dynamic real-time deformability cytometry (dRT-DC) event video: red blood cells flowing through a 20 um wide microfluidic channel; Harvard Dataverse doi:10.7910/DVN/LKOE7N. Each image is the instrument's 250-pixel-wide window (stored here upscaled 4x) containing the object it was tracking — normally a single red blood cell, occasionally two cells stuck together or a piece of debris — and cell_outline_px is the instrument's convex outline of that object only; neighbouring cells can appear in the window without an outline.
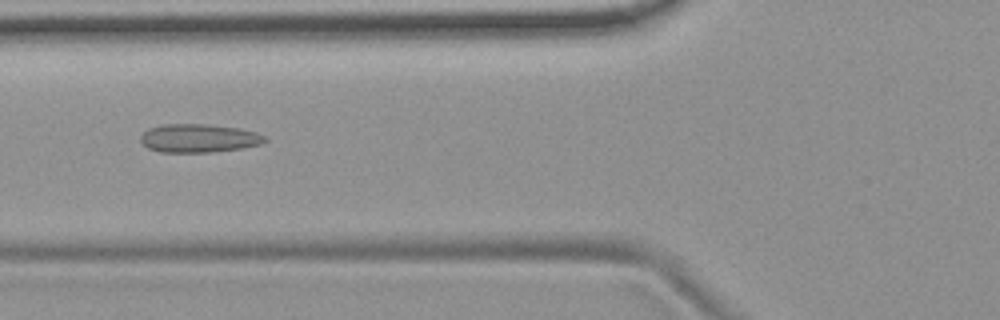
{"species": "common noctule bat (a hibernating species)", "species_latin": "Nyctalus noctula", "temperature_condition": "room temperature", "stored_images_in_passage": 42, "camera_frame_rate_fps": 3000, "um_per_image_px": 0.085, "animal": {"sex": "female", "body_mass_g": 19.9}, "frame": {"image": 1, "passage_image": 12, "time_ms": 3.667, "image_size_px": [1000, 320], "cell_outline_px": [[268, 140], [260, 144], [240, 148], [212, 152], [160, 152], [148, 148], [140, 140], [140, 136], [148, 128], [160, 124], [204, 124], [240, 128], [256, 132], [264, 136]], "centroid_in_image_um": [16.87, 11.74], "position_along_channel_um": 108.9, "area_um2": 20.58}}
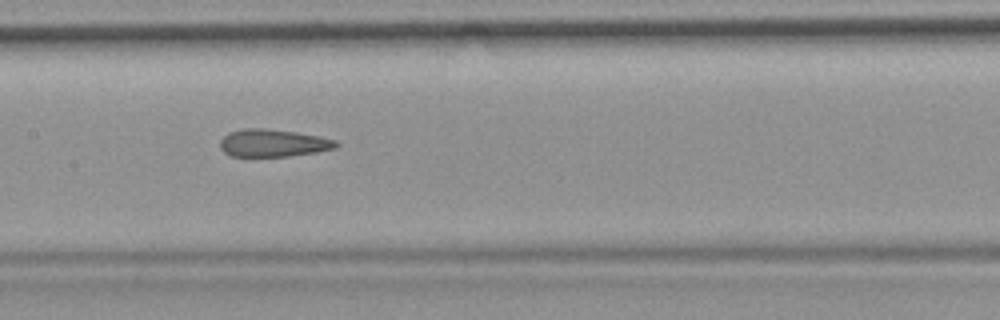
{"frame": {"image": 2, "passage_image": 18, "time_ms": 5.667, "image_size_px": [1000, 320], "cell_outline_px": [[340, 144], [336, 148], [316, 152], [288, 156], [232, 156], [224, 152], [220, 148], [220, 140], [228, 132], [244, 128], [264, 128], [296, 132], [320, 136], [336, 140]], "centroid_in_image_um": [23.22, 12.15], "position_along_channel_um": 184.2, "area_um2": 18.67}}
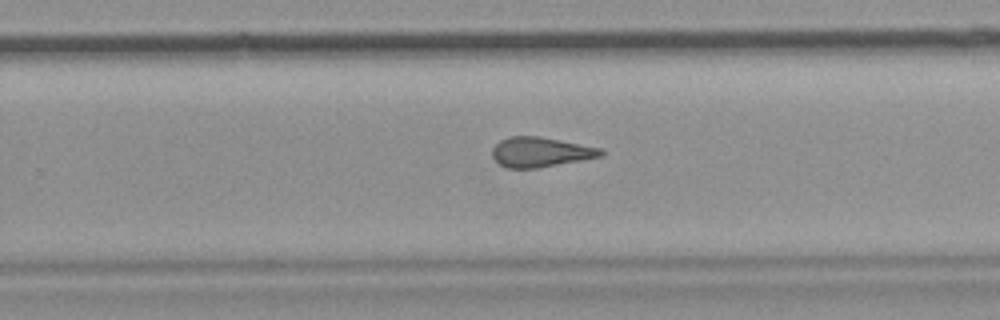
{"frame": {"image": 3, "passage_image": 26, "time_ms": 8.333, "image_size_px": [1000, 320], "cell_outline_px": [[604, 156], [536, 168], [508, 168], [500, 164], [492, 156], [492, 148], [500, 140], [508, 136], [540, 136], [600, 148], [604, 152]], "centroid_in_image_um": [45.93, 12.92], "position_along_channel_um": 283.9, "area_um2": 18.79}}